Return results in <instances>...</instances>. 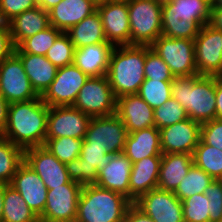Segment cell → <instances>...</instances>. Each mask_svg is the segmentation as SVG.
Masks as SVG:
<instances>
[{"mask_svg": "<svg viewBox=\"0 0 222 222\" xmlns=\"http://www.w3.org/2000/svg\"><path fill=\"white\" fill-rule=\"evenodd\" d=\"M49 106L38 98L9 104L7 123L1 137L23 150L44 146Z\"/></svg>", "mask_w": 222, "mask_h": 222, "instance_id": "1", "label": "cell"}, {"mask_svg": "<svg viewBox=\"0 0 222 222\" xmlns=\"http://www.w3.org/2000/svg\"><path fill=\"white\" fill-rule=\"evenodd\" d=\"M216 76L174 77L172 98L186 110L188 118L203 124L216 118Z\"/></svg>", "mask_w": 222, "mask_h": 222, "instance_id": "2", "label": "cell"}, {"mask_svg": "<svg viewBox=\"0 0 222 222\" xmlns=\"http://www.w3.org/2000/svg\"><path fill=\"white\" fill-rule=\"evenodd\" d=\"M146 46H114L109 58L107 77L116 98L137 94L145 81Z\"/></svg>", "mask_w": 222, "mask_h": 222, "instance_id": "3", "label": "cell"}, {"mask_svg": "<svg viewBox=\"0 0 222 222\" xmlns=\"http://www.w3.org/2000/svg\"><path fill=\"white\" fill-rule=\"evenodd\" d=\"M211 7L202 0H171L162 3V35L191 39L210 22Z\"/></svg>", "mask_w": 222, "mask_h": 222, "instance_id": "4", "label": "cell"}, {"mask_svg": "<svg viewBox=\"0 0 222 222\" xmlns=\"http://www.w3.org/2000/svg\"><path fill=\"white\" fill-rule=\"evenodd\" d=\"M133 203L124 195L96 184L83 185L77 204L80 222H124Z\"/></svg>", "mask_w": 222, "mask_h": 222, "instance_id": "5", "label": "cell"}, {"mask_svg": "<svg viewBox=\"0 0 222 222\" xmlns=\"http://www.w3.org/2000/svg\"><path fill=\"white\" fill-rule=\"evenodd\" d=\"M131 45L150 46L162 35V3L158 0H127Z\"/></svg>", "mask_w": 222, "mask_h": 222, "instance_id": "6", "label": "cell"}, {"mask_svg": "<svg viewBox=\"0 0 222 222\" xmlns=\"http://www.w3.org/2000/svg\"><path fill=\"white\" fill-rule=\"evenodd\" d=\"M150 48L169 66L174 77L198 75L194 40L160 35Z\"/></svg>", "mask_w": 222, "mask_h": 222, "instance_id": "7", "label": "cell"}, {"mask_svg": "<svg viewBox=\"0 0 222 222\" xmlns=\"http://www.w3.org/2000/svg\"><path fill=\"white\" fill-rule=\"evenodd\" d=\"M114 96L107 75L89 77L80 89L73 107L89 117L108 116L116 113Z\"/></svg>", "mask_w": 222, "mask_h": 222, "instance_id": "8", "label": "cell"}, {"mask_svg": "<svg viewBox=\"0 0 222 222\" xmlns=\"http://www.w3.org/2000/svg\"><path fill=\"white\" fill-rule=\"evenodd\" d=\"M128 132L118 115L91 118L83 139L90 147L106 148L109 154L122 153Z\"/></svg>", "mask_w": 222, "mask_h": 222, "instance_id": "9", "label": "cell"}, {"mask_svg": "<svg viewBox=\"0 0 222 222\" xmlns=\"http://www.w3.org/2000/svg\"><path fill=\"white\" fill-rule=\"evenodd\" d=\"M88 78L74 63L60 67L41 99L49 107L73 106Z\"/></svg>", "mask_w": 222, "mask_h": 222, "instance_id": "10", "label": "cell"}, {"mask_svg": "<svg viewBox=\"0 0 222 222\" xmlns=\"http://www.w3.org/2000/svg\"><path fill=\"white\" fill-rule=\"evenodd\" d=\"M0 93L8 104L39 97L31 86L22 61L15 53L0 64Z\"/></svg>", "mask_w": 222, "mask_h": 222, "instance_id": "11", "label": "cell"}, {"mask_svg": "<svg viewBox=\"0 0 222 222\" xmlns=\"http://www.w3.org/2000/svg\"><path fill=\"white\" fill-rule=\"evenodd\" d=\"M194 45L198 75L216 76L222 66V30L209 23L202 26Z\"/></svg>", "mask_w": 222, "mask_h": 222, "instance_id": "12", "label": "cell"}, {"mask_svg": "<svg viewBox=\"0 0 222 222\" xmlns=\"http://www.w3.org/2000/svg\"><path fill=\"white\" fill-rule=\"evenodd\" d=\"M91 117L73 106L49 107L46 139H84Z\"/></svg>", "mask_w": 222, "mask_h": 222, "instance_id": "13", "label": "cell"}, {"mask_svg": "<svg viewBox=\"0 0 222 222\" xmlns=\"http://www.w3.org/2000/svg\"><path fill=\"white\" fill-rule=\"evenodd\" d=\"M107 42L113 46L131 45L127 0H111L97 4Z\"/></svg>", "mask_w": 222, "mask_h": 222, "instance_id": "14", "label": "cell"}, {"mask_svg": "<svg viewBox=\"0 0 222 222\" xmlns=\"http://www.w3.org/2000/svg\"><path fill=\"white\" fill-rule=\"evenodd\" d=\"M133 204L154 222H184L182 201L173 192L156 188Z\"/></svg>", "mask_w": 222, "mask_h": 222, "instance_id": "15", "label": "cell"}, {"mask_svg": "<svg viewBox=\"0 0 222 222\" xmlns=\"http://www.w3.org/2000/svg\"><path fill=\"white\" fill-rule=\"evenodd\" d=\"M82 185L70 181L67 184L49 189L40 222H59L76 218L77 204Z\"/></svg>", "mask_w": 222, "mask_h": 222, "instance_id": "16", "label": "cell"}, {"mask_svg": "<svg viewBox=\"0 0 222 222\" xmlns=\"http://www.w3.org/2000/svg\"><path fill=\"white\" fill-rule=\"evenodd\" d=\"M113 156L106 148L90 147L83 140L80 156L66 164L69 178L82 186L94 184L98 171L106 166Z\"/></svg>", "mask_w": 222, "mask_h": 222, "instance_id": "17", "label": "cell"}, {"mask_svg": "<svg viewBox=\"0 0 222 222\" xmlns=\"http://www.w3.org/2000/svg\"><path fill=\"white\" fill-rule=\"evenodd\" d=\"M24 161L43 180L48 190L71 181L66 164L62 163L44 146L24 150Z\"/></svg>", "mask_w": 222, "mask_h": 222, "instance_id": "18", "label": "cell"}, {"mask_svg": "<svg viewBox=\"0 0 222 222\" xmlns=\"http://www.w3.org/2000/svg\"><path fill=\"white\" fill-rule=\"evenodd\" d=\"M159 130L162 154L182 153L193 155L200 141L201 124L190 118Z\"/></svg>", "mask_w": 222, "mask_h": 222, "instance_id": "19", "label": "cell"}, {"mask_svg": "<svg viewBox=\"0 0 222 222\" xmlns=\"http://www.w3.org/2000/svg\"><path fill=\"white\" fill-rule=\"evenodd\" d=\"M9 185L19 192L38 217L43 213L48 189L43 180L25 161L18 167Z\"/></svg>", "mask_w": 222, "mask_h": 222, "instance_id": "20", "label": "cell"}, {"mask_svg": "<svg viewBox=\"0 0 222 222\" xmlns=\"http://www.w3.org/2000/svg\"><path fill=\"white\" fill-rule=\"evenodd\" d=\"M116 114L122 120L128 133L155 126L154 109L138 94L118 97Z\"/></svg>", "mask_w": 222, "mask_h": 222, "instance_id": "21", "label": "cell"}, {"mask_svg": "<svg viewBox=\"0 0 222 222\" xmlns=\"http://www.w3.org/2000/svg\"><path fill=\"white\" fill-rule=\"evenodd\" d=\"M161 161L162 156H150L132 164L129 178V200L132 203L157 188Z\"/></svg>", "mask_w": 222, "mask_h": 222, "instance_id": "22", "label": "cell"}, {"mask_svg": "<svg viewBox=\"0 0 222 222\" xmlns=\"http://www.w3.org/2000/svg\"><path fill=\"white\" fill-rule=\"evenodd\" d=\"M131 160L122 152L114 154L111 161L98 171L94 184L120 193L129 199Z\"/></svg>", "mask_w": 222, "mask_h": 222, "instance_id": "23", "label": "cell"}, {"mask_svg": "<svg viewBox=\"0 0 222 222\" xmlns=\"http://www.w3.org/2000/svg\"><path fill=\"white\" fill-rule=\"evenodd\" d=\"M114 46L102 42L77 48L74 51L73 63L88 77L107 75L109 58Z\"/></svg>", "mask_w": 222, "mask_h": 222, "instance_id": "24", "label": "cell"}, {"mask_svg": "<svg viewBox=\"0 0 222 222\" xmlns=\"http://www.w3.org/2000/svg\"><path fill=\"white\" fill-rule=\"evenodd\" d=\"M92 0H61L48 11L50 26L66 32L96 11Z\"/></svg>", "mask_w": 222, "mask_h": 222, "instance_id": "25", "label": "cell"}, {"mask_svg": "<svg viewBox=\"0 0 222 222\" xmlns=\"http://www.w3.org/2000/svg\"><path fill=\"white\" fill-rule=\"evenodd\" d=\"M123 153L132 164L150 156H162L160 130L152 126L128 133Z\"/></svg>", "mask_w": 222, "mask_h": 222, "instance_id": "26", "label": "cell"}, {"mask_svg": "<svg viewBox=\"0 0 222 222\" xmlns=\"http://www.w3.org/2000/svg\"><path fill=\"white\" fill-rule=\"evenodd\" d=\"M8 25L16 48L25 39L50 27L49 14L43 8L36 6L16 16Z\"/></svg>", "mask_w": 222, "mask_h": 222, "instance_id": "27", "label": "cell"}, {"mask_svg": "<svg viewBox=\"0 0 222 222\" xmlns=\"http://www.w3.org/2000/svg\"><path fill=\"white\" fill-rule=\"evenodd\" d=\"M192 165L193 156L191 154H162L157 188L174 192Z\"/></svg>", "mask_w": 222, "mask_h": 222, "instance_id": "28", "label": "cell"}, {"mask_svg": "<svg viewBox=\"0 0 222 222\" xmlns=\"http://www.w3.org/2000/svg\"><path fill=\"white\" fill-rule=\"evenodd\" d=\"M22 61L32 88L41 96L55 79L57 67L44 55L16 54Z\"/></svg>", "mask_w": 222, "mask_h": 222, "instance_id": "29", "label": "cell"}, {"mask_svg": "<svg viewBox=\"0 0 222 222\" xmlns=\"http://www.w3.org/2000/svg\"><path fill=\"white\" fill-rule=\"evenodd\" d=\"M65 33L69 36L75 49L107 42L102 20L97 10L85 17L80 23L69 28Z\"/></svg>", "mask_w": 222, "mask_h": 222, "instance_id": "30", "label": "cell"}, {"mask_svg": "<svg viewBox=\"0 0 222 222\" xmlns=\"http://www.w3.org/2000/svg\"><path fill=\"white\" fill-rule=\"evenodd\" d=\"M1 222H40L23 197L11 185L5 187Z\"/></svg>", "mask_w": 222, "mask_h": 222, "instance_id": "31", "label": "cell"}, {"mask_svg": "<svg viewBox=\"0 0 222 222\" xmlns=\"http://www.w3.org/2000/svg\"><path fill=\"white\" fill-rule=\"evenodd\" d=\"M23 162L24 150L0 136V182L10 184Z\"/></svg>", "mask_w": 222, "mask_h": 222, "instance_id": "32", "label": "cell"}, {"mask_svg": "<svg viewBox=\"0 0 222 222\" xmlns=\"http://www.w3.org/2000/svg\"><path fill=\"white\" fill-rule=\"evenodd\" d=\"M193 164L213 179H222V151L205 144L201 139L193 152Z\"/></svg>", "mask_w": 222, "mask_h": 222, "instance_id": "33", "label": "cell"}, {"mask_svg": "<svg viewBox=\"0 0 222 222\" xmlns=\"http://www.w3.org/2000/svg\"><path fill=\"white\" fill-rule=\"evenodd\" d=\"M213 181L214 179L203 169L193 164L173 193L183 201L194 194L205 193L206 188Z\"/></svg>", "mask_w": 222, "mask_h": 222, "instance_id": "34", "label": "cell"}, {"mask_svg": "<svg viewBox=\"0 0 222 222\" xmlns=\"http://www.w3.org/2000/svg\"><path fill=\"white\" fill-rule=\"evenodd\" d=\"M61 33V30L50 26L47 29L36 33L34 36L25 39L18 47L15 48L14 53L45 56Z\"/></svg>", "mask_w": 222, "mask_h": 222, "instance_id": "35", "label": "cell"}, {"mask_svg": "<svg viewBox=\"0 0 222 222\" xmlns=\"http://www.w3.org/2000/svg\"><path fill=\"white\" fill-rule=\"evenodd\" d=\"M137 94L155 109L172 97L171 81L145 79Z\"/></svg>", "mask_w": 222, "mask_h": 222, "instance_id": "36", "label": "cell"}, {"mask_svg": "<svg viewBox=\"0 0 222 222\" xmlns=\"http://www.w3.org/2000/svg\"><path fill=\"white\" fill-rule=\"evenodd\" d=\"M82 142L83 139L60 137L45 139L44 147L62 163L67 164L71 160L80 156Z\"/></svg>", "mask_w": 222, "mask_h": 222, "instance_id": "37", "label": "cell"}, {"mask_svg": "<svg viewBox=\"0 0 222 222\" xmlns=\"http://www.w3.org/2000/svg\"><path fill=\"white\" fill-rule=\"evenodd\" d=\"M188 119L183 106L174 98H170L162 106L154 109V123L158 129L173 125Z\"/></svg>", "mask_w": 222, "mask_h": 222, "instance_id": "38", "label": "cell"}, {"mask_svg": "<svg viewBox=\"0 0 222 222\" xmlns=\"http://www.w3.org/2000/svg\"><path fill=\"white\" fill-rule=\"evenodd\" d=\"M184 222H209V200L205 193L194 194L182 201Z\"/></svg>", "mask_w": 222, "mask_h": 222, "instance_id": "39", "label": "cell"}, {"mask_svg": "<svg viewBox=\"0 0 222 222\" xmlns=\"http://www.w3.org/2000/svg\"><path fill=\"white\" fill-rule=\"evenodd\" d=\"M74 51L75 47L69 36L62 32L47 51L45 57L57 68H60L73 63Z\"/></svg>", "mask_w": 222, "mask_h": 222, "instance_id": "40", "label": "cell"}, {"mask_svg": "<svg viewBox=\"0 0 222 222\" xmlns=\"http://www.w3.org/2000/svg\"><path fill=\"white\" fill-rule=\"evenodd\" d=\"M144 71L145 79L172 81L174 78L169 66L150 48V46H146Z\"/></svg>", "mask_w": 222, "mask_h": 222, "instance_id": "41", "label": "cell"}, {"mask_svg": "<svg viewBox=\"0 0 222 222\" xmlns=\"http://www.w3.org/2000/svg\"><path fill=\"white\" fill-rule=\"evenodd\" d=\"M209 200V222H222V180L214 179L205 190Z\"/></svg>", "mask_w": 222, "mask_h": 222, "instance_id": "42", "label": "cell"}, {"mask_svg": "<svg viewBox=\"0 0 222 222\" xmlns=\"http://www.w3.org/2000/svg\"><path fill=\"white\" fill-rule=\"evenodd\" d=\"M35 7L33 0H0V18L3 23L8 24L22 12Z\"/></svg>", "mask_w": 222, "mask_h": 222, "instance_id": "43", "label": "cell"}, {"mask_svg": "<svg viewBox=\"0 0 222 222\" xmlns=\"http://www.w3.org/2000/svg\"><path fill=\"white\" fill-rule=\"evenodd\" d=\"M200 139L207 145L222 151V119H213L201 124Z\"/></svg>", "mask_w": 222, "mask_h": 222, "instance_id": "44", "label": "cell"}, {"mask_svg": "<svg viewBox=\"0 0 222 222\" xmlns=\"http://www.w3.org/2000/svg\"><path fill=\"white\" fill-rule=\"evenodd\" d=\"M15 50L12 42L11 32L8 24L3 23L0 26V64L10 57Z\"/></svg>", "mask_w": 222, "mask_h": 222, "instance_id": "45", "label": "cell"}, {"mask_svg": "<svg viewBox=\"0 0 222 222\" xmlns=\"http://www.w3.org/2000/svg\"><path fill=\"white\" fill-rule=\"evenodd\" d=\"M124 222H154L148 215L132 204L127 212Z\"/></svg>", "mask_w": 222, "mask_h": 222, "instance_id": "46", "label": "cell"}, {"mask_svg": "<svg viewBox=\"0 0 222 222\" xmlns=\"http://www.w3.org/2000/svg\"><path fill=\"white\" fill-rule=\"evenodd\" d=\"M216 118L222 119V78L216 76Z\"/></svg>", "mask_w": 222, "mask_h": 222, "instance_id": "47", "label": "cell"}, {"mask_svg": "<svg viewBox=\"0 0 222 222\" xmlns=\"http://www.w3.org/2000/svg\"><path fill=\"white\" fill-rule=\"evenodd\" d=\"M8 102L3 98L0 93V136L3 135L6 123H7V114H8Z\"/></svg>", "mask_w": 222, "mask_h": 222, "instance_id": "48", "label": "cell"}, {"mask_svg": "<svg viewBox=\"0 0 222 222\" xmlns=\"http://www.w3.org/2000/svg\"><path fill=\"white\" fill-rule=\"evenodd\" d=\"M209 24L218 30H222V7H211Z\"/></svg>", "mask_w": 222, "mask_h": 222, "instance_id": "49", "label": "cell"}, {"mask_svg": "<svg viewBox=\"0 0 222 222\" xmlns=\"http://www.w3.org/2000/svg\"><path fill=\"white\" fill-rule=\"evenodd\" d=\"M61 0H44L39 7L43 8L45 11H49L52 9L55 5H57Z\"/></svg>", "mask_w": 222, "mask_h": 222, "instance_id": "50", "label": "cell"}, {"mask_svg": "<svg viewBox=\"0 0 222 222\" xmlns=\"http://www.w3.org/2000/svg\"><path fill=\"white\" fill-rule=\"evenodd\" d=\"M8 184L0 182V222L2 219V214H3V199H4V192H5V187Z\"/></svg>", "mask_w": 222, "mask_h": 222, "instance_id": "51", "label": "cell"}, {"mask_svg": "<svg viewBox=\"0 0 222 222\" xmlns=\"http://www.w3.org/2000/svg\"><path fill=\"white\" fill-rule=\"evenodd\" d=\"M212 7H222V0H215Z\"/></svg>", "mask_w": 222, "mask_h": 222, "instance_id": "52", "label": "cell"}, {"mask_svg": "<svg viewBox=\"0 0 222 222\" xmlns=\"http://www.w3.org/2000/svg\"><path fill=\"white\" fill-rule=\"evenodd\" d=\"M202 1H204L205 3H207L210 7H212L215 0H202Z\"/></svg>", "mask_w": 222, "mask_h": 222, "instance_id": "53", "label": "cell"}, {"mask_svg": "<svg viewBox=\"0 0 222 222\" xmlns=\"http://www.w3.org/2000/svg\"><path fill=\"white\" fill-rule=\"evenodd\" d=\"M92 1L97 5V4L104 3L111 0H92Z\"/></svg>", "mask_w": 222, "mask_h": 222, "instance_id": "54", "label": "cell"}, {"mask_svg": "<svg viewBox=\"0 0 222 222\" xmlns=\"http://www.w3.org/2000/svg\"><path fill=\"white\" fill-rule=\"evenodd\" d=\"M59 222H80L77 218L65 220V221H59Z\"/></svg>", "mask_w": 222, "mask_h": 222, "instance_id": "55", "label": "cell"}, {"mask_svg": "<svg viewBox=\"0 0 222 222\" xmlns=\"http://www.w3.org/2000/svg\"><path fill=\"white\" fill-rule=\"evenodd\" d=\"M36 6H39L44 0H33Z\"/></svg>", "mask_w": 222, "mask_h": 222, "instance_id": "56", "label": "cell"}, {"mask_svg": "<svg viewBox=\"0 0 222 222\" xmlns=\"http://www.w3.org/2000/svg\"><path fill=\"white\" fill-rule=\"evenodd\" d=\"M216 76L222 78V66H221V71Z\"/></svg>", "mask_w": 222, "mask_h": 222, "instance_id": "57", "label": "cell"}, {"mask_svg": "<svg viewBox=\"0 0 222 222\" xmlns=\"http://www.w3.org/2000/svg\"><path fill=\"white\" fill-rule=\"evenodd\" d=\"M160 3H164V2H168V1H171V0H158Z\"/></svg>", "mask_w": 222, "mask_h": 222, "instance_id": "58", "label": "cell"}]
</instances>
